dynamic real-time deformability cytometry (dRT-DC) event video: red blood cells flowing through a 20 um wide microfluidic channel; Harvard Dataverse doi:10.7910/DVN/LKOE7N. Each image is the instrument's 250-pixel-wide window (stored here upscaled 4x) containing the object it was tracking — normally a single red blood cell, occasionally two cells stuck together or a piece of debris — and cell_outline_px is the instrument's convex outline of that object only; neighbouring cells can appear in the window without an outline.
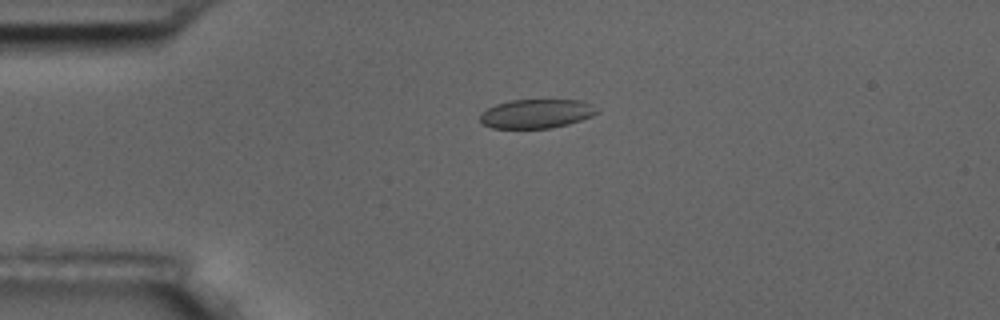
{"species": "common noctule bat (a hibernating species)", "species_latin": "Nyctalus noctula", "temperature_condition": "room temperature", "stored_images_in_passage": 3, "camera_frame_rate_fps": 3000, "um_per_image_px": 0.085, "animal": {"sex": "male", "body_mass_g": 17.5, "forearm_length_mm": 52.3}, "frame": {"image": 1, "passage_image": 1, "time_ms": 0.0, "image_size_px": [1000, 320], "cell_outline_px": [[600, 112], [592, 116], [568, 124], [552, 128], [492, 128], [484, 124], [480, 120], [480, 116], [488, 108], [496, 104], [512, 100], [580, 100], [592, 104], [600, 108]], "centroid_in_image_um": [45.66, 9.66], "position_along_channel_um": 39.3, "area_um2": 19.77}}